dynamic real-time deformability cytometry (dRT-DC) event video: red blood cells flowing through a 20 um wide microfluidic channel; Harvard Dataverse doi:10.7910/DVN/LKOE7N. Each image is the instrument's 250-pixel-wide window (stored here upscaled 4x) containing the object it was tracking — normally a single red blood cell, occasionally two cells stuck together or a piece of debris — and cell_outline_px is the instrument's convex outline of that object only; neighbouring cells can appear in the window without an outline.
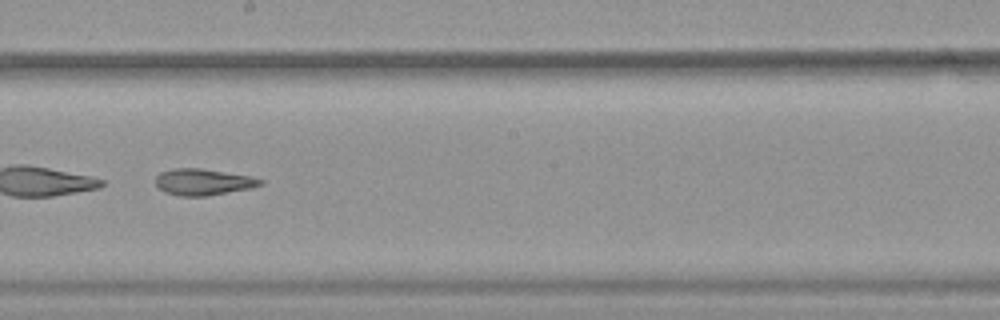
{"species": "common noctule bat (a hibernating species)", "species_latin": "Nyctalus noctula", "temperature_condition": "warm", "stored_images_in_passage": 51, "camera_frame_rate_fps": 3000, "um_per_image_px": 0.085, "animal": {"sex": "female", "body_mass_g": 19.9}, "frame": {"image": 1, "passage_image": 30, "time_ms": 9.667, "image_size_px": [1000, 320], "cell_outline_px": [[264, 184], [252, 188], [208, 196], [180, 196], [164, 192], [156, 184], [156, 176], [160, 172], [172, 168], [204, 168], [252, 176], [264, 180]], "centroid_in_image_um": [17.31, 15.46], "position_along_channel_um": 230.9, "area_um2": 16.42}}